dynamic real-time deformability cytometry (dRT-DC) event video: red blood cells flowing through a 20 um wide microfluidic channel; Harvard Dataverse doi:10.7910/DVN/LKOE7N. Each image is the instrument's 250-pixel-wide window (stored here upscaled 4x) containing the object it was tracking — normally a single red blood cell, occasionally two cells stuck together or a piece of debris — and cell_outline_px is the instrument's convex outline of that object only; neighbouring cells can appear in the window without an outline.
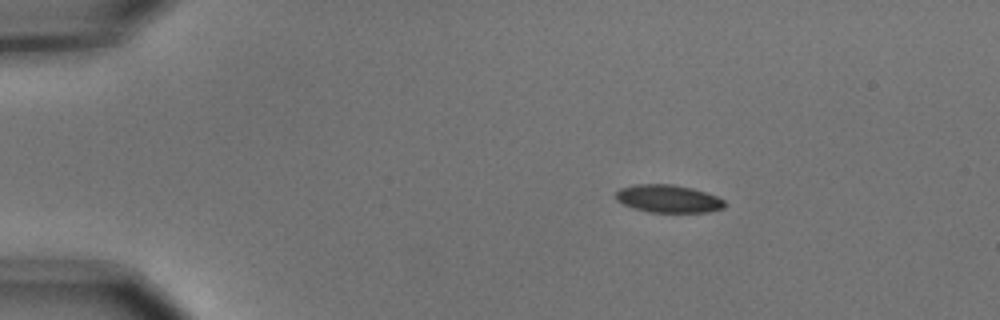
{"species": "common noctule bat (a hibernating species)", "species_latin": "Nyctalus noctula", "temperature_condition": "cold", "stored_images_in_passage": 3, "camera_frame_rate_fps": 3000, "um_per_image_px": 0.085, "animal": {"sex": "male", "body_mass_g": 15.6}, "frame": {"image": 1, "passage_image": 1, "time_ms": 0.0, "image_size_px": [1000, 320], "cell_outline_px": [[728, 204], [724, 208], [708, 212], [652, 212], [636, 208], [624, 204], [616, 200], [616, 192], [620, 188], [636, 184], [672, 184], [692, 188], [716, 196], [724, 200]], "centroid_in_image_um": [56.84, 16.89], "position_along_channel_um": 28.2, "area_um2": 17.51}}
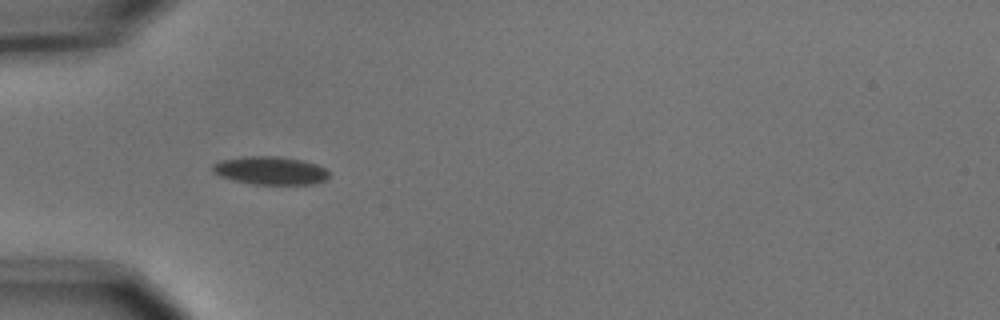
{"frame": {"image": 2, "passage_image": 3, "time_ms": 0.667, "image_size_px": [1000, 320], "cell_outline_px": [[328, 176], [324, 180], [312, 184], [252, 184], [232, 180], [220, 176], [212, 172], [212, 164], [220, 160], [244, 156], [280, 156], [304, 160], [316, 164], [324, 168], [328, 172]], "centroid_in_image_um": [22.94, 14.48], "position_along_channel_um": 62.1, "area_um2": 19.19}}